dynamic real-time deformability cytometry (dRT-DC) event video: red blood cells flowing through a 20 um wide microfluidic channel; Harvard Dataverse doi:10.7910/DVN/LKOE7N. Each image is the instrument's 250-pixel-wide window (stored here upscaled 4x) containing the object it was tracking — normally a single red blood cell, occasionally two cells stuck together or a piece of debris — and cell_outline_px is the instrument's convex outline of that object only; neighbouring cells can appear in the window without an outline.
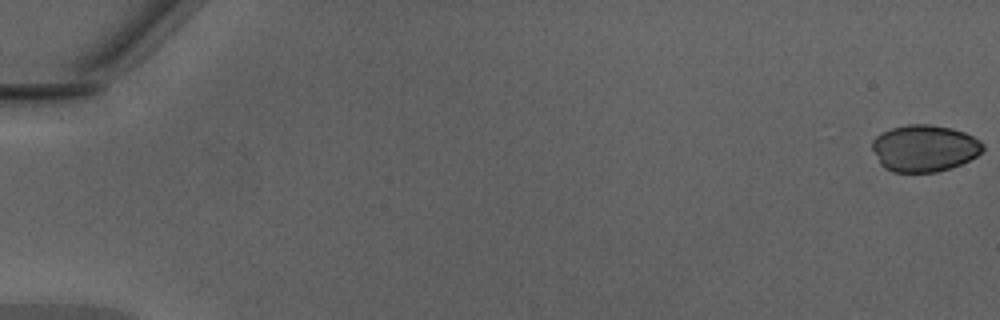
{"species": "Egyptian fruit bat (a non-hibernating species)", "species_latin": "Rousettus aegyptiacus", "temperature_condition": "warm", "stored_images_in_passage": 14, "camera_frame_rate_fps": 3000, "um_per_image_px": 0.085, "animal": {"sex": "male"}, "frame": {"image": 1, "passage_image": 1, "time_ms": 0.0, "image_size_px": [1000, 320], "cell_outline_px": [[984, 148], [976, 156], [952, 168], [936, 172], [892, 172], [884, 168], [880, 164], [872, 148], [872, 140], [876, 136], [892, 128], [908, 124], [932, 124], [952, 128], [964, 132], [980, 140], [984, 144]], "centroid_in_image_um": [78.57, 12.6], "position_along_channel_um": 6.4, "area_um2": 30.23}}